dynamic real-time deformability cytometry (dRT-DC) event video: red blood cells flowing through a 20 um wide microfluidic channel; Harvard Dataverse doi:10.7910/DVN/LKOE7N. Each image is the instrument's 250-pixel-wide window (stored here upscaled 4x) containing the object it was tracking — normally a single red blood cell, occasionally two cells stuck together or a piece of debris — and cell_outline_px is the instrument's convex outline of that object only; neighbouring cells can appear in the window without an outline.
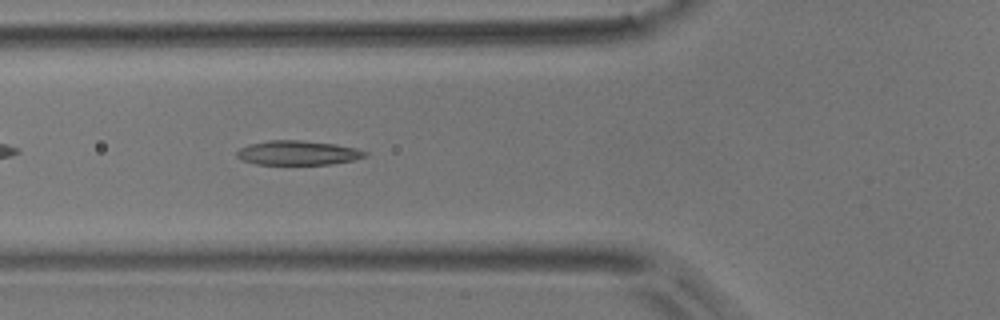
{"species": "common noctule bat (a hibernating species)", "species_latin": "Nyctalus noctula", "temperature_condition": "room temperature", "stored_images_in_passage": 40, "camera_frame_rate_fps": 3000, "um_per_image_px": 0.085, "animal": {"sex": "male", "body_mass_g": 17.9}, "frame": {"image": 1, "passage_image": 6, "time_ms": 1.667, "image_size_px": [1000, 320], "cell_outline_px": [[368, 156], [352, 160], [332, 164], [256, 164], [244, 160], [236, 156], [236, 152], [240, 148], [248, 144], [272, 140], [300, 140], [336, 144], [356, 148], [368, 152]], "centroid_in_image_um": [25.34, 12.98], "position_along_channel_um": 100.5, "area_um2": 18.15}}
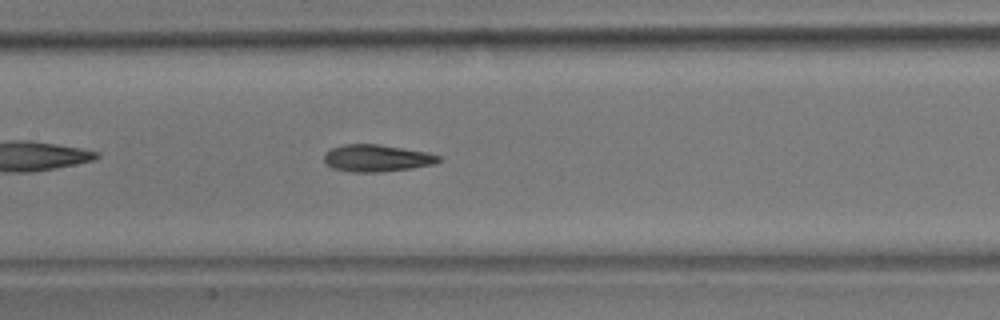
{"frame": {"image": 2, "passage_image": 12, "time_ms": 3.667, "image_size_px": [1000, 320], "cell_outline_px": [[444, 160], [432, 164], [412, 168], [380, 172], [352, 172], [332, 168], [324, 164], [324, 152], [332, 148], [344, 144], [376, 144], [424, 152], [440, 156]], "centroid_in_image_um": [31.97, 13.45], "position_along_channel_um": 175.4, "area_um2": 17.98}}
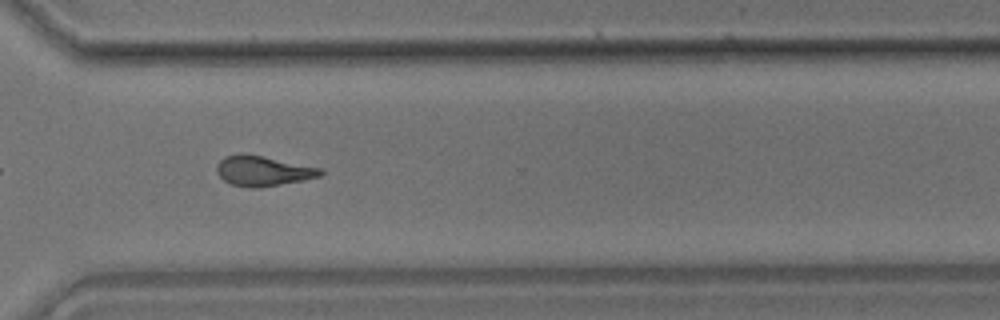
{"frame": {"image": 3, "passage_image": 26, "time_ms": 8.333, "image_size_px": [1000, 320], "cell_outline_px": [[324, 172], [320, 176], [304, 180], [260, 188], [248, 188], [232, 184], [224, 180], [216, 172], [216, 168], [220, 160], [224, 156], [240, 152], [264, 156], [324, 168]], "centroid_in_image_um": [22.37, 14.51], "position_along_channel_um": 348.2, "area_um2": 18.55}, "authors_computed_cell_mechanics": {"area_um2": 17.8024, "velocity_mm_per_s": 3.718, "shape_relaxation_time_tau1_ms": null, "shape_relaxation_time_tau2_ms": 3.3708, "deformation_change_tau1": null, "deformation_change_tau2": 0.1302}}